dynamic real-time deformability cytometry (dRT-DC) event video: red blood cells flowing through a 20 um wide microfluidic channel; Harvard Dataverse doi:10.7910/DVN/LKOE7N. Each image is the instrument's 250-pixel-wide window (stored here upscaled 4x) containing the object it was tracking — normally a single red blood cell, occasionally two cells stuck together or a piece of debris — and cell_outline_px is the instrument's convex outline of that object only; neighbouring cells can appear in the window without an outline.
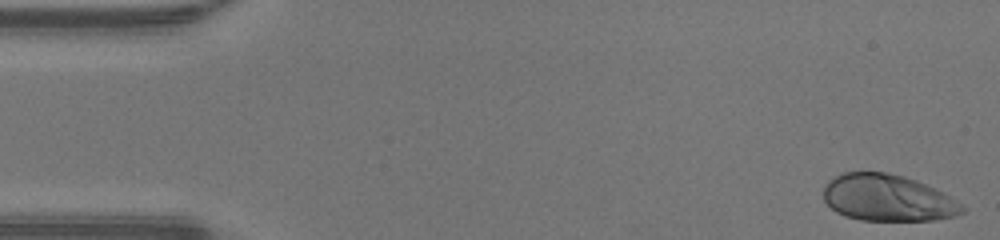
{"species": "human", "species_latin": "Homo sapiens", "temperature_condition": "warm", "stored_images_in_passage": 47, "camera_frame_rate_fps": 3000, "um_per_image_px": 0.085, "donor": {"sex": "male"}, "frame": {"image": 1, "passage_image": 1, "time_ms": 0.0, "image_size_px": [1000, 240], "cell_outline_px": [[964, 212], [956, 216], [936, 220], [860, 220], [844, 216], [836, 212], [824, 200], [824, 188], [828, 180], [844, 172], [888, 172], [904, 176], [916, 180], [944, 192], [960, 204], [964, 208]], "centroid_in_image_um": [75.45, 16.82], "position_along_channel_um": 9.6, "area_um2": 37.74}}
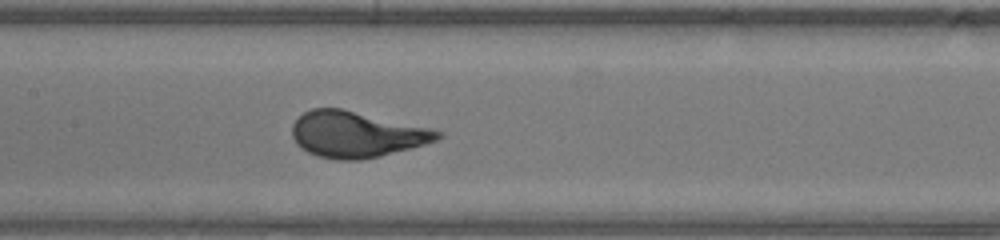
{"frame": {"image": 2, "passage_image": 22, "time_ms": 7.0, "image_size_px": [1000, 240], "cell_outline_px": [[444, 136], [436, 140], [424, 144], [380, 156], [360, 160], [340, 160], [320, 156], [308, 152], [296, 144], [292, 136], [292, 124], [304, 112], [312, 108], [340, 108], [432, 128], [444, 132]], "centroid_in_image_um": [30.3, 11.41], "position_along_channel_um": 177.1, "area_um2": 38.84}}
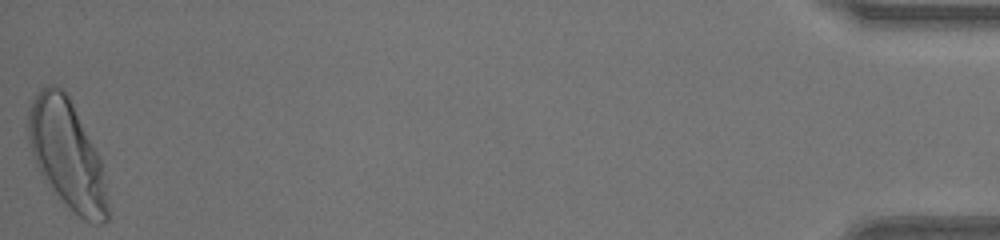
{"frame": {"image": 3, "passage_image": 47, "time_ms": 15.333, "image_size_px": [1000, 240], "cell_outline_px": [[108, 220], [104, 224], [88, 224], [52, 188], [40, 172], [36, 164], [28, 140], [28, 112], [32, 100], [40, 88], [48, 84], [56, 84], [68, 92], [100, 160], [108, 208]], "centroid_in_image_um": [5.68, 13.06], "position_along_channel_um": 429.5, "area_um2": 49.42}, "authors_computed_cell_mechanics": {"area_um2": 38.0902, "velocity_mm_per_s": 4.3123, "shape_relaxation_time_tau1_ms": 2.0958, "shape_relaxation_time_tau2_ms": null, "deformation_change_tau1": 0.1951, "deformation_change_tau2": null}}